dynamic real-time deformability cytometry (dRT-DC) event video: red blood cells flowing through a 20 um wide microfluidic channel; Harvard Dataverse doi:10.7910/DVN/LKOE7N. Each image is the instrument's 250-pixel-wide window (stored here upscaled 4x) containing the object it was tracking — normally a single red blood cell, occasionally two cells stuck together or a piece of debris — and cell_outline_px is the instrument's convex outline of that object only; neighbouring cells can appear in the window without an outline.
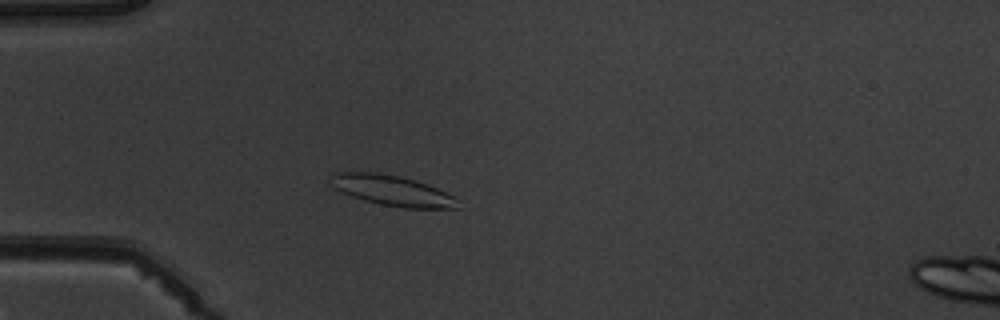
{"species": "common noctule bat (a hibernating species)", "species_latin": "Nyctalus noctula", "temperature_condition": "warm", "stored_images_in_passage": 4, "camera_frame_rate_fps": 3000, "um_per_image_px": 0.085, "animal": {"sex": "male", "body_mass_g": 19.5, "forearm_length_mm": 54.6}, "frame": {"image": 1, "passage_image": 4, "time_ms": 3.333, "image_size_px": [1000, 320], "cell_outline_px": [[460, 208], [404, 208], [380, 204], [364, 200], [352, 196], [336, 188], [332, 184], [332, 176], [336, 172], [380, 172], [400, 176], [436, 188], [460, 200]], "centroid_in_image_um": [33.37, 16.2], "position_along_channel_um": 51.6, "area_um2": 22.14}}